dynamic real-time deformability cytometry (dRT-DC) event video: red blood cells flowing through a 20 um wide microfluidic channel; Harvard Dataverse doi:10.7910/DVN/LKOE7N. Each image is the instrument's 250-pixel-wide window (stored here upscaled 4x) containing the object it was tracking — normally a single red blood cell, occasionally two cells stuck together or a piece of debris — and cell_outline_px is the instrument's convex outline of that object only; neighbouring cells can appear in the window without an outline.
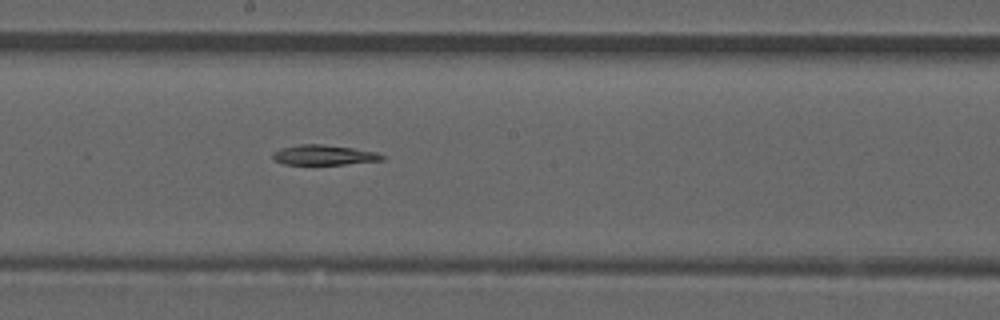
{"species": "common noctule bat (a hibernating species)", "species_latin": "Nyctalus noctula", "temperature_condition": "room temperature", "stored_images_in_passage": 53, "segment_of_instrument_passage": [2, 2], "camera_frame_rate_fps": 3000, "um_per_image_px": 0.085, "animal": {"sex": "male", "forearm_length_mm": 52.5}, "frame": {"image": 1, "passage_image": 28, "time_ms": 9.0, "image_size_px": [1000, 320], "cell_outline_px": [[384, 160], [344, 164], [284, 164], [272, 160], [272, 152], [280, 148], [300, 144], [324, 144], [352, 148], [376, 152], [384, 156]], "centroid_in_image_um": [27.48, 13.17], "position_along_channel_um": 220.7, "area_um2": 12.77}}
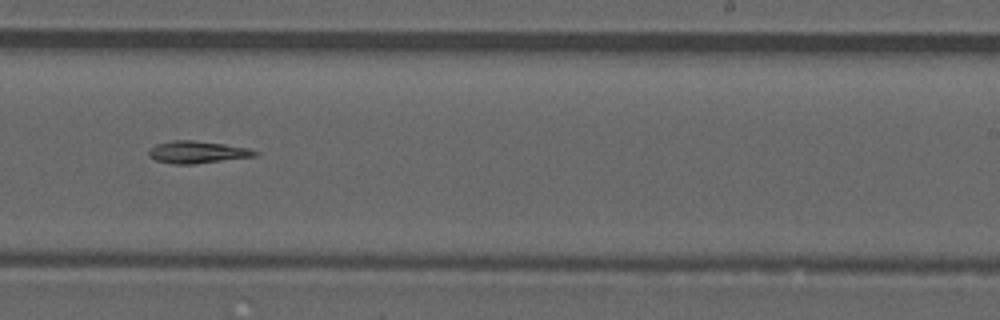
{"frame": {"image": 2, "passage_image": 32, "time_ms": 10.333, "image_size_px": [1000, 320], "cell_outline_px": [[260, 152], [256, 156], [192, 164], [172, 164], [156, 160], [148, 156], [148, 152], [156, 144], [172, 140], [192, 140], [224, 144], [248, 148]], "centroid_in_image_um": [16.76, 12.93], "position_along_channel_um": 272.2, "area_um2": 13.64}}
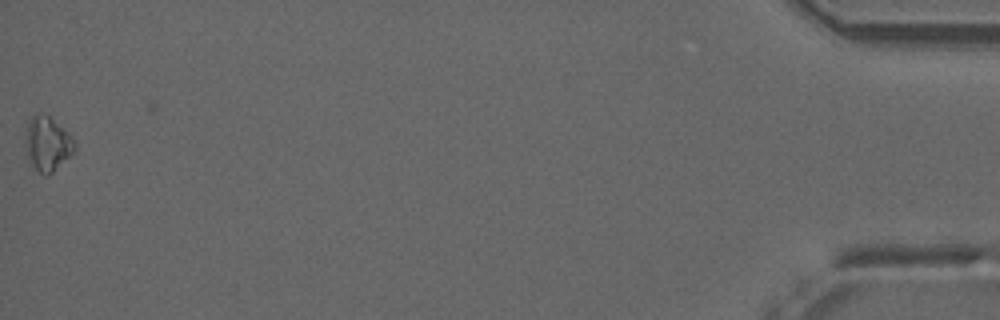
{"frame": {"image": 3, "passage_image": 52, "time_ms": 17.0, "image_size_px": [1000, 320], "cell_outline_px": [[76, 148], [48, 176], [44, 176], [32, 164], [28, 156], [28, 124], [32, 116], [36, 112], [40, 112], [48, 116], [76, 144]], "centroid_in_image_um": [4.03, 12.23], "position_along_channel_um": 431.2, "area_um2": 14.33}}